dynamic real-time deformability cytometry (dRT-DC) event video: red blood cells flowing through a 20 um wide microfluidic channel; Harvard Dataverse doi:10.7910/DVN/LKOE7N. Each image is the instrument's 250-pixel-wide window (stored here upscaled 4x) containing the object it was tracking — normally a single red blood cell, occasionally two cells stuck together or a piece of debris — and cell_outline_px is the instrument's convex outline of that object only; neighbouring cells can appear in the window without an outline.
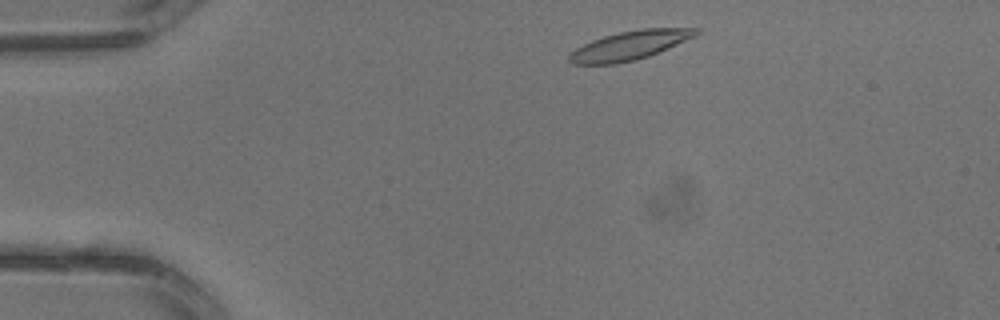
{"species": "common noctule bat (a hibernating species)", "species_latin": "Nyctalus noctula", "temperature_condition": "warm", "stored_images_in_passage": 2, "camera_frame_rate_fps": 3000, "um_per_image_px": 0.085, "animal": {"sex": "male", "body_mass_g": 13.3}, "frame": {"image": 1, "passage_image": 1, "time_ms": 0.0, "image_size_px": [1000, 320], "cell_outline_px": [[700, 32], [668, 48], [648, 56], [636, 60], [612, 64], [572, 64], [568, 60], [568, 56], [576, 48], [592, 40], [604, 36], [620, 32], [640, 28], [700, 28]], "centroid_in_image_um": [53.49, 3.86], "position_along_channel_um": 31.5, "area_um2": 21.04}}